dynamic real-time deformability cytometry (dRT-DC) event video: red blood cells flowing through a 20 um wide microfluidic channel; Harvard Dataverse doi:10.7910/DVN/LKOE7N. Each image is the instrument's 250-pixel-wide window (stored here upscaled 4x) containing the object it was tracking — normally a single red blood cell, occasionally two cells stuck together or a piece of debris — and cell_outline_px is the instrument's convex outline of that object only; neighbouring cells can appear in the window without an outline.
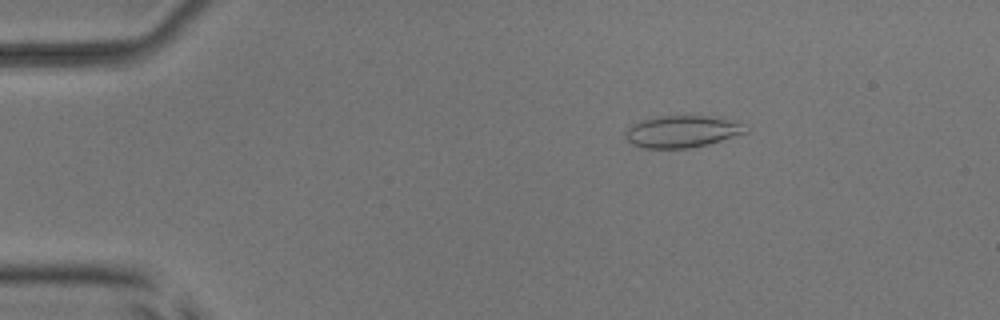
{"species": "common noctule bat (a hibernating species)", "species_latin": "Nyctalus noctula", "temperature_condition": "room temperature", "stored_images_in_passage": 51, "camera_frame_rate_fps": 3000, "um_per_image_px": 0.085, "animal": {"sex": "male", "body_mass_g": 17.9, "forearm_length_mm": 54.2}, "frame": {"image": 1, "passage_image": 7, "time_ms": 2.0, "image_size_px": [1000, 320], "cell_outline_px": [[748, 132], [708, 144], [688, 148], [644, 148], [632, 144], [624, 136], [624, 132], [632, 124], [640, 120], [652, 116], [704, 116], [724, 120], [740, 124]], "centroid_in_image_um": [57.85, 11.19], "position_along_channel_um": 27.1, "area_um2": 21.96}}
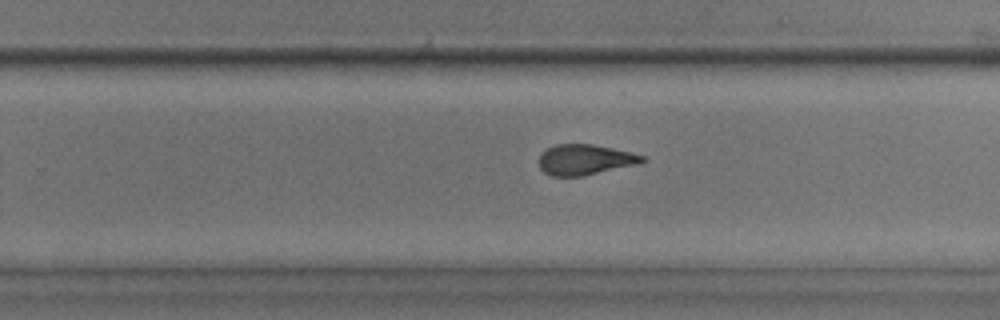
{"frame": {"image": 2, "passage_image": 32, "time_ms": 10.333, "image_size_px": [1000, 320], "cell_outline_px": [[648, 160], [640, 164], [584, 176], [552, 176], [544, 172], [540, 168], [540, 152], [556, 144], [592, 144], [632, 152], [644, 156]], "centroid_in_image_um": [49.77, 13.57], "position_along_channel_um": 280.0, "area_um2": 18.55}}
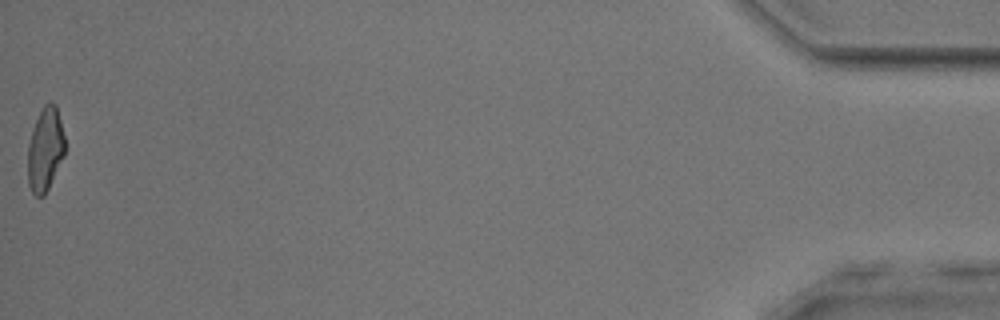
{"frame": {"image": 3, "passage_image": 51, "time_ms": 16.667, "image_size_px": [1000, 320], "cell_outline_px": [[64, 156], [44, 196], [36, 196], [32, 192], [28, 184], [28, 144], [32, 128], [44, 104], [52, 100], [56, 104], [64, 136]], "centroid_in_image_um": [3.83, 12.68], "position_along_channel_um": 431.4, "area_um2": 18.03}, "authors_computed_cell_mechanics": {"area_um2": 19.3052, "velocity_mm_per_s": 3.9117, "shape_relaxation_time_tau1_ms": 6.2649, "shape_relaxation_time_tau2_ms": 2.1751, "deformation_change_tau1": 0.1722, "deformation_change_tau2": 0.0994}}